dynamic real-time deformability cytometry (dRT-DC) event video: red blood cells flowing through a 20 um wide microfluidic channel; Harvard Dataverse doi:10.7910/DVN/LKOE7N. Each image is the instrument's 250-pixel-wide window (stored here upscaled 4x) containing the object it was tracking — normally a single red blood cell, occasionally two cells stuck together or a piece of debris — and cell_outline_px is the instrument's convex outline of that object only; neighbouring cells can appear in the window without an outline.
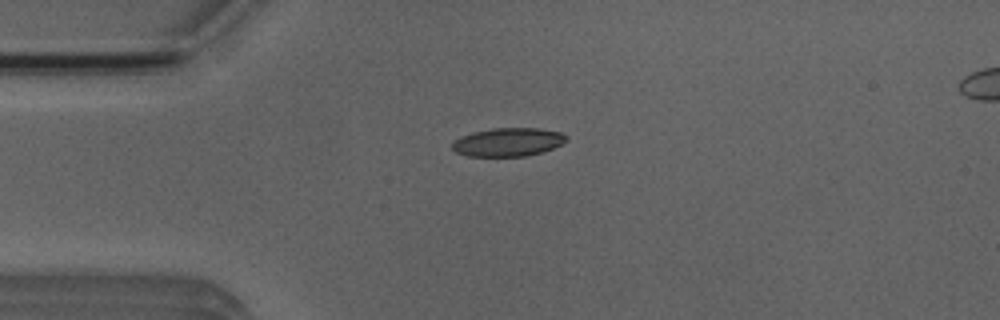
{"species": "Egyptian fruit bat (a non-hibernating species)", "species_latin": "Rousettus aegyptiacus", "temperature_condition": "room temperature", "stored_images_in_passage": 6, "camera_frame_rate_fps": 3000, "um_per_image_px": 0.085, "animal": {"sex": "male"}, "frame": {"image": 1, "passage_image": 2, "time_ms": 1.333, "image_size_px": [1000, 320], "cell_outline_px": [[568, 140], [552, 148], [540, 152], [524, 156], [468, 156], [456, 152], [452, 148], [452, 140], [460, 136], [472, 132], [492, 128], [540, 128], [560, 132], [568, 136]], "centroid_in_image_um": [43.15, 12.06], "position_along_channel_um": 41.9, "area_um2": 18.96}}
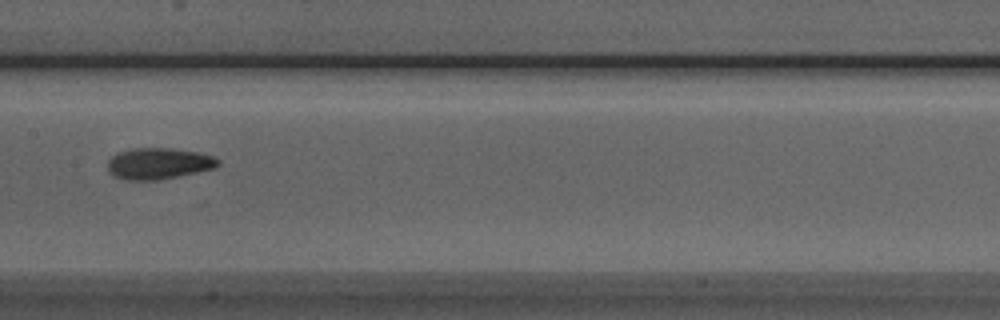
{"frame": {"image": 2, "passage_image": 6, "time_ms": 5.667, "image_size_px": [1000, 320], "cell_outline_px": [[220, 164], [216, 168], [156, 180], [124, 180], [112, 176], [108, 172], [108, 160], [112, 156], [120, 152], [136, 148], [172, 148], [196, 152], [212, 156], [220, 160]], "centroid_in_image_um": [13.46, 13.91], "position_along_channel_um": 193.9, "area_um2": 20.06}}